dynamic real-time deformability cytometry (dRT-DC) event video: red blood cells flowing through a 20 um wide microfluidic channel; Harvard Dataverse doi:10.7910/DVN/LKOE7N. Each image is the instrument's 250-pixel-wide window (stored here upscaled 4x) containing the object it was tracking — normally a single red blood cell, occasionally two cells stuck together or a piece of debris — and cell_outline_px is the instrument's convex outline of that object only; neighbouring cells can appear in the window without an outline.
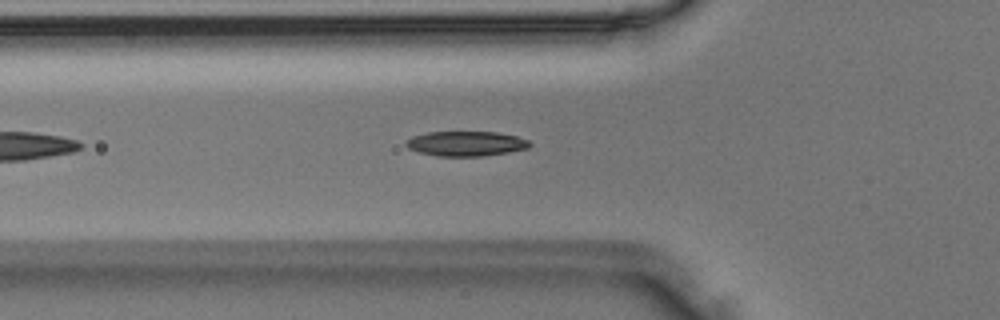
{"species": "Egyptian fruit bat (a non-hibernating species)", "species_latin": "Rousettus aegyptiacus", "temperature_condition": "room temperature", "stored_images_in_passage": 25, "camera_frame_rate_fps": 3000, "um_per_image_px": 0.085, "animal": {"sex": "male"}, "frame": {"image": 1, "passage_image": 8, "time_ms": 2.333, "image_size_px": [1000, 320], "cell_outline_px": [[532, 144], [528, 148], [508, 152], [480, 156], [436, 156], [420, 152], [408, 148], [404, 144], [404, 140], [412, 136], [428, 132], [496, 132], [516, 136], [528, 140]], "centroid_in_image_um": [39.57, 12.2], "position_along_channel_um": 86.2, "area_um2": 17.92}}
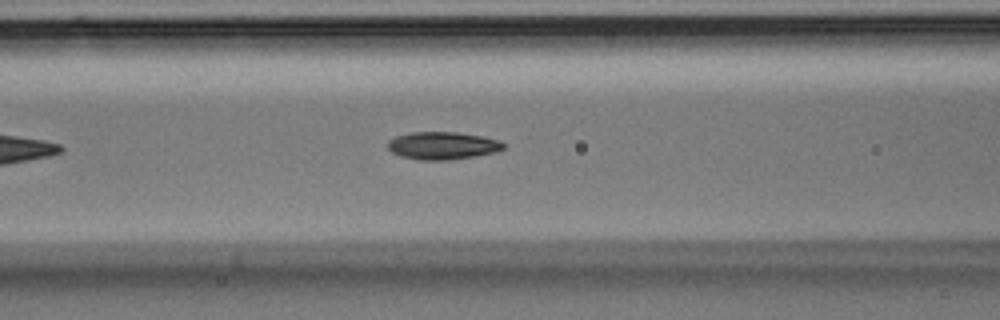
{"frame": {"image": 2, "passage_image": 11, "time_ms": 3.333, "image_size_px": [1000, 320], "cell_outline_px": [[504, 148], [496, 152], [476, 156], [448, 160], [416, 160], [400, 156], [392, 152], [388, 148], [388, 140], [396, 136], [412, 132], [456, 132], [484, 136], [500, 140], [504, 144]], "centroid_in_image_um": [37.62, 12.38], "position_along_channel_um": 129.0, "area_um2": 18.79}}